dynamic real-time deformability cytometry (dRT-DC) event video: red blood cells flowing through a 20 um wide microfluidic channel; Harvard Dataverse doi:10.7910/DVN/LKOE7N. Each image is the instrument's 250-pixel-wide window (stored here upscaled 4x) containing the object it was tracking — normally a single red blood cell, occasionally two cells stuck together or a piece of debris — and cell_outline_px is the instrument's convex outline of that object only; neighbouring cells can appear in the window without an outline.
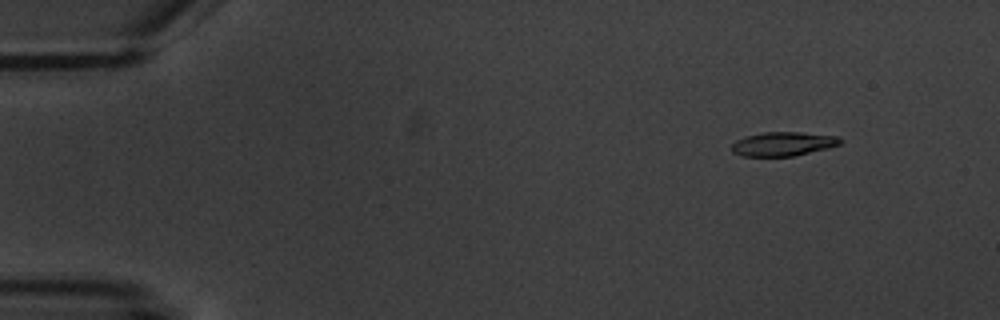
{"species": "common noctule bat (a hibernating species)", "species_latin": "Nyctalus noctula", "temperature_condition": "warm", "stored_images_in_passage": 5, "camera_frame_rate_fps": 3000, "um_per_image_px": 0.085, "animal": {"sex": "male", "body_mass_g": 20.1, "forearm_length_mm": 53.5}, "frame": {"image": 1, "passage_image": 2, "time_ms": 1.0, "image_size_px": [1000, 320], "cell_outline_px": [[844, 140], [840, 144], [828, 148], [796, 156], [744, 156], [732, 152], [732, 144], [736, 140], [744, 136], [764, 132], [800, 132], [840, 136]], "centroid_in_image_um": [66.6, 12.23], "position_along_channel_um": 18.4, "area_um2": 15.37}}
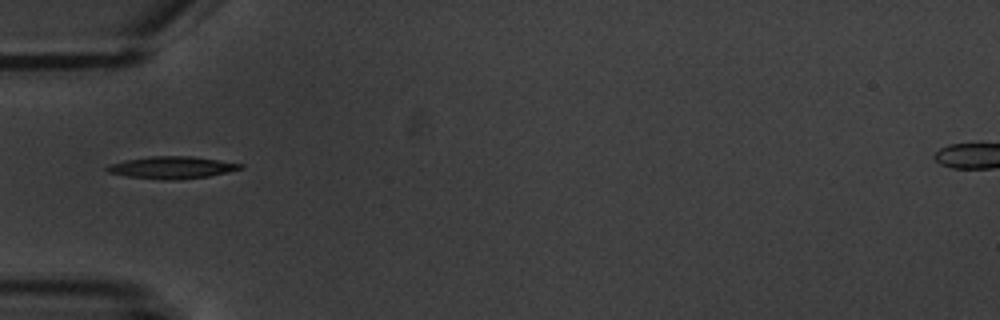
{"frame": {"image": 2, "passage_image": 5, "time_ms": 5.333, "image_size_px": [1000, 320], "cell_outline_px": [[244, 168], [228, 172], [208, 176], [176, 180], [160, 180], [128, 176], [108, 172], [104, 168], [108, 164], [124, 160], [152, 156], [192, 156], [244, 164]], "centroid_in_image_um": [14.6, 14.24], "position_along_channel_um": 70.4, "area_um2": 17.28}}